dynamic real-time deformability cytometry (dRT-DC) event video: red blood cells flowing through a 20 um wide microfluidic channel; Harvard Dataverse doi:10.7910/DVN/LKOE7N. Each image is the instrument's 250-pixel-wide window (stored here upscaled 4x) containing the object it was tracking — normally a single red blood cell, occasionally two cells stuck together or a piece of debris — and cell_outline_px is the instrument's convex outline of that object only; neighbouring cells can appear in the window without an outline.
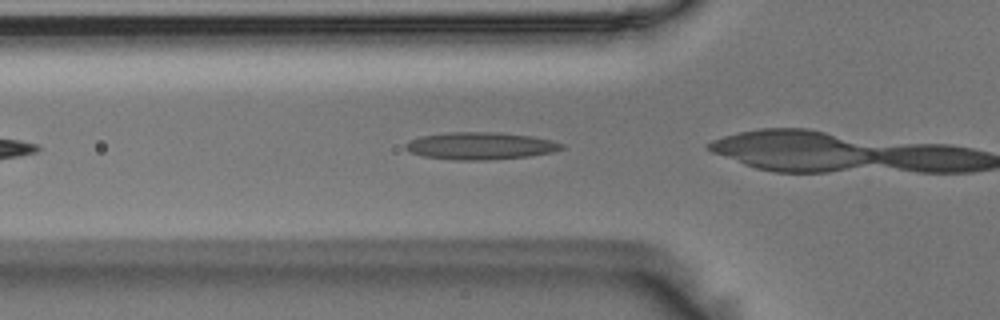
{"species": "Egyptian fruit bat (a non-hibernating species)", "species_latin": "Rousettus aegyptiacus", "temperature_condition": "room temperature", "stored_images_in_passage": 8, "camera_frame_rate_fps": 3000, "um_per_image_px": 0.085, "animal": {"sex": "male"}, "frame": {"image": 1, "passage_image": 7, "time_ms": 2.0, "image_size_px": [1000, 320], "cell_outline_px": [[564, 148], [552, 152], [528, 156], [484, 160], [456, 160], [424, 156], [408, 152], [404, 148], [404, 144], [420, 136], [448, 132], [500, 132], [532, 136], [552, 140], [564, 144]], "centroid_in_image_um": [40.82, 12.39], "position_along_channel_um": 85.0, "area_um2": 24.85}}